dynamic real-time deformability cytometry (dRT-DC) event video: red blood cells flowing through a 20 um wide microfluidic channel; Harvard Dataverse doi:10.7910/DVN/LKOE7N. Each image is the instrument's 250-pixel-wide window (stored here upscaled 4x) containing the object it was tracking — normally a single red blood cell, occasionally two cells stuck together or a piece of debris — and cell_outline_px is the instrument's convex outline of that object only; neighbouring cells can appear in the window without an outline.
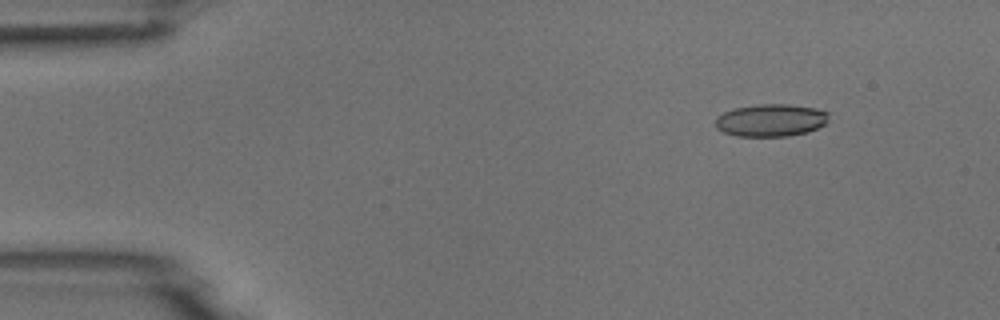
{"species": "common noctule bat (a hibernating species)", "species_latin": "Nyctalus noctula", "temperature_condition": "room temperature", "stored_images_in_passage": 4, "camera_frame_rate_fps": 3000, "um_per_image_px": 0.085, "animal": {"sex": "male", "body_mass_g": 18.8}, "frame": {"image": 1, "passage_image": 2, "time_ms": 0.333, "image_size_px": [1000, 320], "cell_outline_px": [[828, 120], [824, 124], [808, 132], [788, 136], [736, 136], [724, 132], [716, 128], [716, 116], [724, 112], [736, 108], [760, 104], [788, 104], [816, 108], [828, 112]], "centroid_in_image_um": [65.52, 10.22], "position_along_channel_um": 19.5, "area_um2": 21.39}}